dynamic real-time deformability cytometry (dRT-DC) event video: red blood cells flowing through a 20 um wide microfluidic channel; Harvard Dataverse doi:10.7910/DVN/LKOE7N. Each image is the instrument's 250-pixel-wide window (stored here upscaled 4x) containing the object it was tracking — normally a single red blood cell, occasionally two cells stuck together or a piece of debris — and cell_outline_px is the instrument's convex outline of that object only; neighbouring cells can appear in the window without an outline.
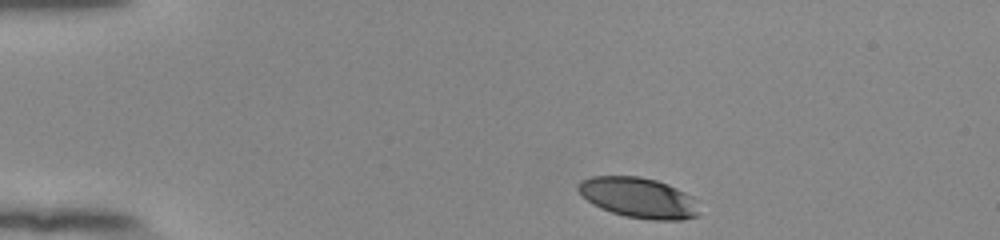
{"species": "human", "species_latin": "Homo sapiens", "temperature_condition": "room temperature", "stored_images_in_passage": 44, "camera_frame_rate_fps": 3000, "um_per_image_px": 0.085, "donor": {"sex": "female"}, "frame": {"image": 1, "passage_image": 1, "time_ms": 0.0, "image_size_px": [1000, 240], "cell_outline_px": [[700, 216], [680, 220], [652, 220], [624, 216], [600, 208], [592, 204], [576, 188], [576, 184], [580, 180], [592, 176], [640, 176], [656, 180], [668, 184], [692, 196]], "centroid_in_image_um": [54.25, 16.8], "position_along_channel_um": 30.7, "area_um2": 28.5}}
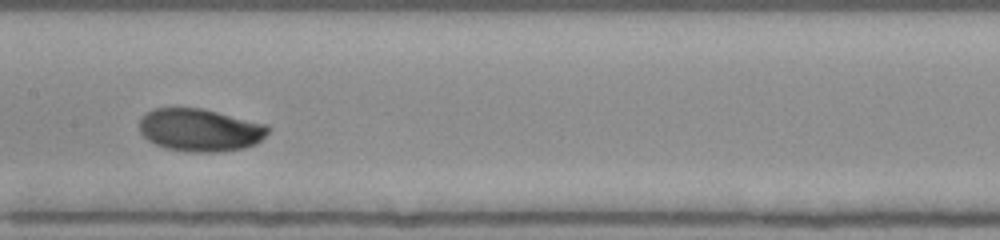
{"frame": {"image": 2, "passage_image": 19, "time_ms": 6.0, "image_size_px": [1000, 240], "cell_outline_px": [[272, 128], [256, 144], [244, 148], [220, 152], [192, 152], [164, 148], [148, 140], [140, 132], [140, 120], [152, 108], [200, 108], [268, 124]], "centroid_in_image_um": [17.03, 11.06], "position_along_channel_um": 190.4, "area_um2": 32.02}}
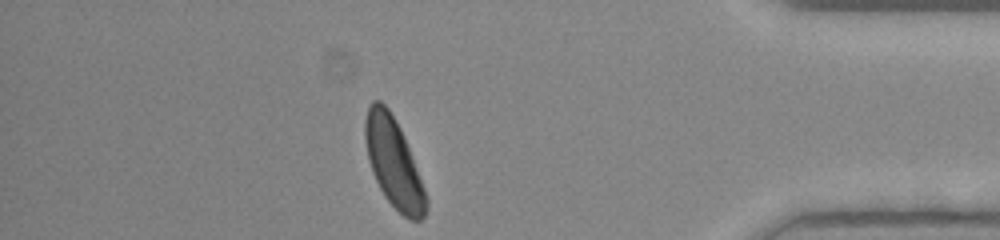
{"frame": {"image": 3, "passage_image": 38, "time_ms": 12.333, "image_size_px": [1000, 240], "cell_outline_px": [[428, 204], [424, 216], [420, 220], [408, 220], [384, 196], [372, 172], [368, 160], [364, 136], [364, 120], [368, 104], [372, 100], [380, 100], [388, 108], [400, 128], [424, 188], [428, 200]], "centroid_in_image_um": [33.42, 13.81], "position_along_channel_um": 401.8, "area_um2": 31.33}, "authors_computed_cell_mechanics": {"area_um2": 31.1831, "velocity_mm_per_s": 3.8643, "shape_relaxation_time_tau1_ms": 1.8196, "shape_relaxation_time_tau2_ms": null, "deformation_change_tau1": 0.1062, "deformation_change_tau2": null}}